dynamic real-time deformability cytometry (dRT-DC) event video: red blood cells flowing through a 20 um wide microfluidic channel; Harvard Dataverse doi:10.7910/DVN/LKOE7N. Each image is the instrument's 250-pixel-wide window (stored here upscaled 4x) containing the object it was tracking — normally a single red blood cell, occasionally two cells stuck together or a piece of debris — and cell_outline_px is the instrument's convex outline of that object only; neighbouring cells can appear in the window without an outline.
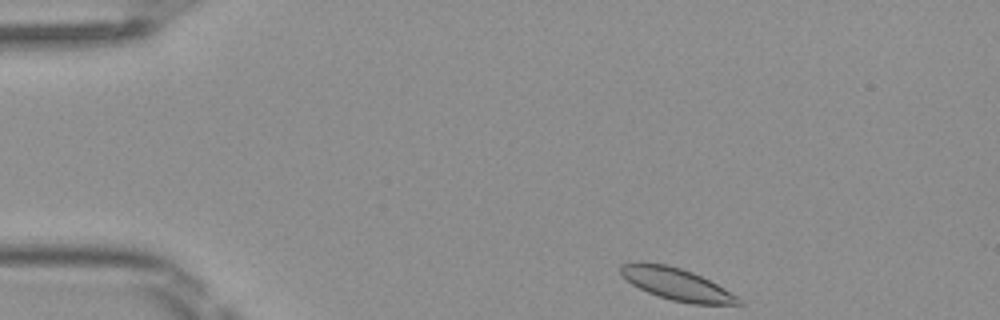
{"species": "Egyptian fruit bat (a non-hibernating species)", "species_latin": "Rousettus aegyptiacus", "temperature_condition": "room temperature", "stored_images_in_passage": 43, "camera_frame_rate_fps": 3000, "um_per_image_px": 0.085, "frame": {"image": 1, "passage_image": 1, "time_ms": 0.0, "image_size_px": [1000, 320], "cell_outline_px": [[744, 304], [692, 304], [672, 300], [648, 292], [632, 284], [620, 272], [620, 264], [636, 260], [640, 260], [668, 264], [692, 272], [724, 288], [736, 296]], "centroid_in_image_um": [57.44, 24.11], "position_along_channel_um": 27.6, "area_um2": 21.91}}
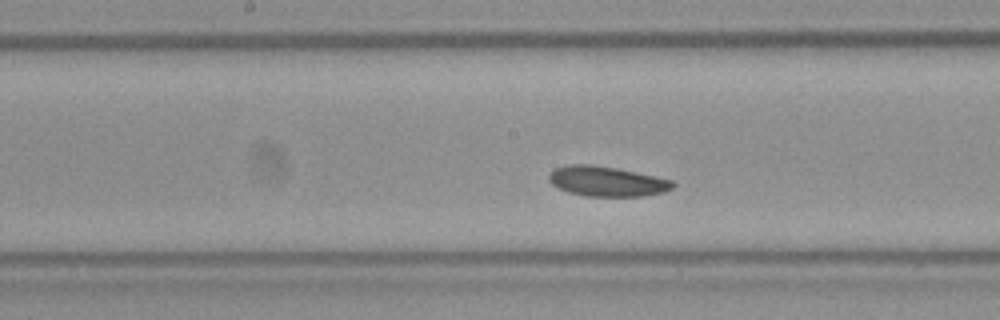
{"frame": {"image": 2, "passage_image": 19, "time_ms": 6.0, "image_size_px": [1000, 320], "cell_outline_px": [[676, 184], [672, 188], [664, 192], [644, 196], [588, 196], [568, 192], [552, 184], [548, 180], [548, 176], [556, 168], [564, 164], [592, 164], [616, 168], [656, 176], [672, 180]], "centroid_in_image_um": [51.59, 15.4], "position_along_channel_um": 196.6, "area_um2": 21.68}}
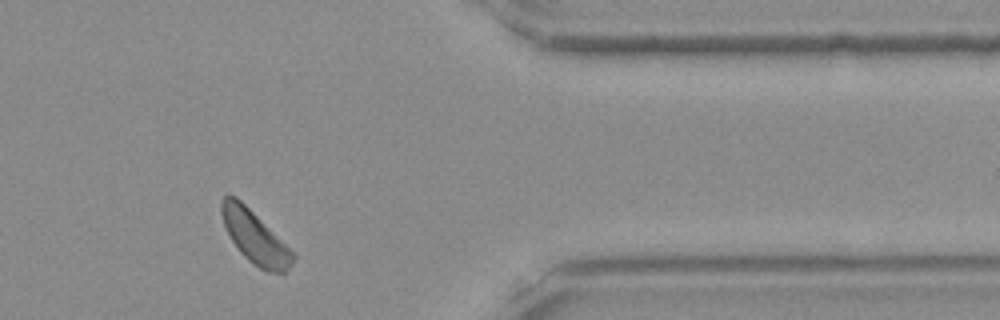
{"frame": {"image": 3, "passage_image": 35, "time_ms": 11.333, "image_size_px": [1000, 320], "cell_outline_px": [[296, 256], [292, 264], [284, 272], [268, 272], [252, 264], [240, 252], [232, 240], [224, 224], [220, 212], [220, 200], [228, 192], [236, 196]], "centroid_in_image_um": [21.61, 20.14], "position_along_channel_um": 389.8, "area_um2": 21.21}, "authors_computed_cell_mechanics": {"area_um2": 21.7906, "velocity_mm_per_s": 4.0079, "shape_relaxation_time_tau1_ms": null, "shape_relaxation_time_tau2_ms": 7.1024, "deformation_change_tau1": null, "deformation_change_tau2": 0.094}}